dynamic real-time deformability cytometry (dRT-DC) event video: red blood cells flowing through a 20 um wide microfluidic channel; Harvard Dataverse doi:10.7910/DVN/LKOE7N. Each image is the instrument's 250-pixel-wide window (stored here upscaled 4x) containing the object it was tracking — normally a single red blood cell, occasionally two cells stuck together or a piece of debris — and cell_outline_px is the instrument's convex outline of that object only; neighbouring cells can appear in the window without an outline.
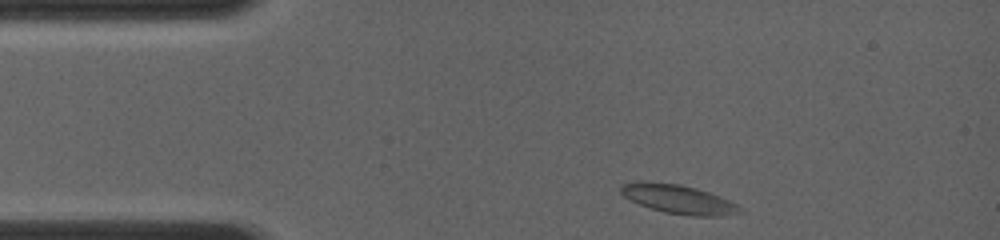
{"species": "common noctule bat (a hibernating species)", "species_latin": "Nyctalus noctula", "temperature_condition": "room temperature", "stored_images_in_passage": 35, "camera_frame_rate_fps": 4000, "um_per_image_px": 0.085, "animal": {"sex": "female", "body_mass_g": 19.0, "forearm_length_mm": 56.7}, "frame": {"image": 1, "passage_image": 1, "time_ms": 0.0, "image_size_px": [1000, 240], "cell_outline_px": [[744, 212], [720, 216], [692, 216], [664, 212], [640, 204], [624, 196], [620, 192], [620, 188], [624, 184], [636, 180], [680, 184], [696, 188], [720, 196], [736, 204]], "centroid_in_image_um": [57.66, 16.92], "position_along_channel_um": 27.3, "area_um2": 19.94}}
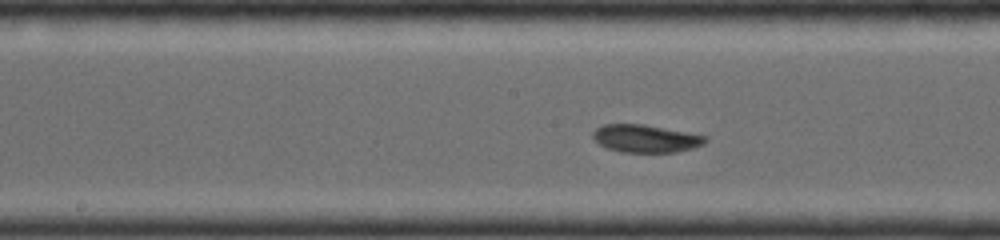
{"frame": {"image": 2, "passage_image": 21, "time_ms": 5.0, "image_size_px": [1000, 240], "cell_outline_px": [[708, 140], [704, 144], [692, 148], [676, 152], [620, 152], [608, 148], [600, 144], [592, 136], [592, 132], [596, 128], [604, 124], [644, 124], [708, 136]], "centroid_in_image_um": [54.9, 11.77], "position_along_channel_um": 193.3, "area_um2": 18.15}}
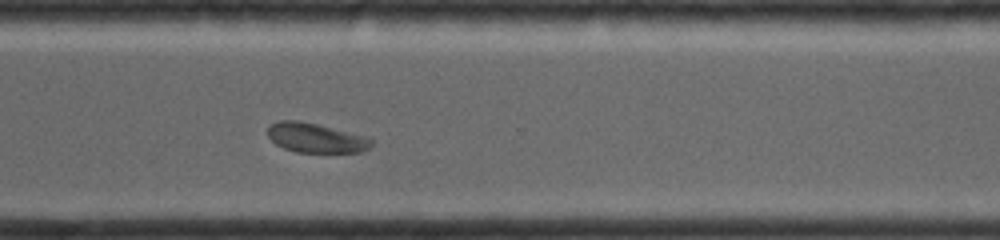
{"frame": {"image": 3, "passage_image": 35, "time_ms": 8.5, "image_size_px": [1000, 240], "cell_outline_px": [[372, 144], [368, 148], [360, 152], [296, 152], [284, 148], [276, 144], [268, 136], [268, 128], [272, 124], [280, 120], [300, 120], [368, 136], [372, 140]], "centroid_in_image_um": [26.85, 11.71], "position_along_channel_um": 343.7, "area_um2": 17.8}}